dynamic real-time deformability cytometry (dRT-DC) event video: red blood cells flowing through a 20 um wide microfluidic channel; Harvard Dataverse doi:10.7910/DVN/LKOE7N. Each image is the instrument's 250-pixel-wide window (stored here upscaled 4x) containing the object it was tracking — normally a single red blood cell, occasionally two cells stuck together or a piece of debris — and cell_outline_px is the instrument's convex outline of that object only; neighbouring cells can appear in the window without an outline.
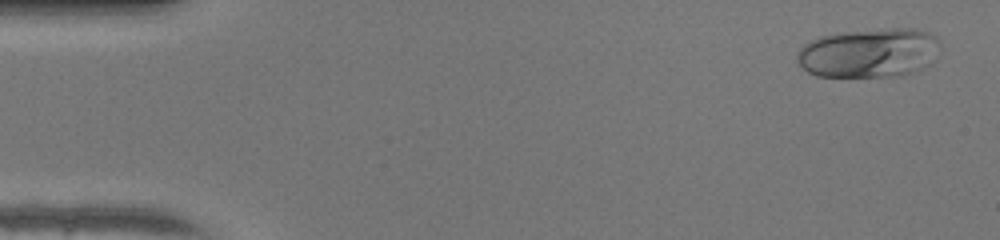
{"species": "human", "species_latin": "Homo sapiens", "temperature_condition": "warm", "stored_images_in_passage": 48, "camera_frame_rate_fps": 3000, "um_per_image_px": 0.085, "donor": {"sex": "female"}, "frame": {"image": 1, "passage_image": 2, "time_ms": 0.333, "image_size_px": [1000, 240], "cell_outline_px": [[940, 44], [928, 64], [924, 68], [904, 76], [816, 76], [808, 72], [796, 60], [796, 52], [804, 44], [820, 36], [840, 32], [888, 28], [916, 28], [928, 32], [936, 36], [940, 40]], "centroid_in_image_um": [73.86, 4.48], "position_along_channel_um": 11.1, "area_um2": 41.27}}
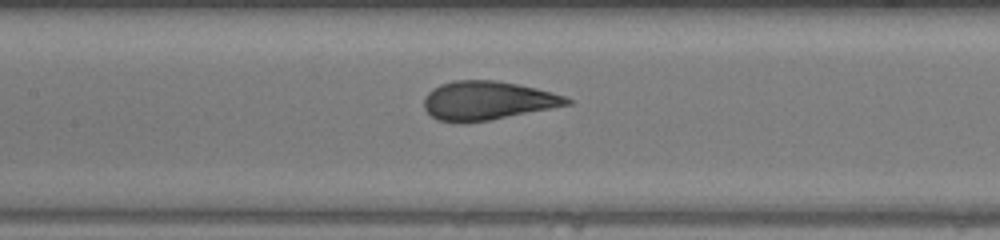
{"frame": {"image": 2, "passage_image": 22, "time_ms": 7.0, "image_size_px": [1000, 240], "cell_outline_px": [[576, 100], [572, 104], [492, 120], [460, 124], [452, 124], [436, 120], [424, 108], [424, 100], [428, 92], [432, 88], [440, 84], [452, 80], [496, 80], [536, 88], [552, 92]], "centroid_in_image_um": [41.42, 8.57], "position_along_channel_um": 166.0, "area_um2": 32.83}}
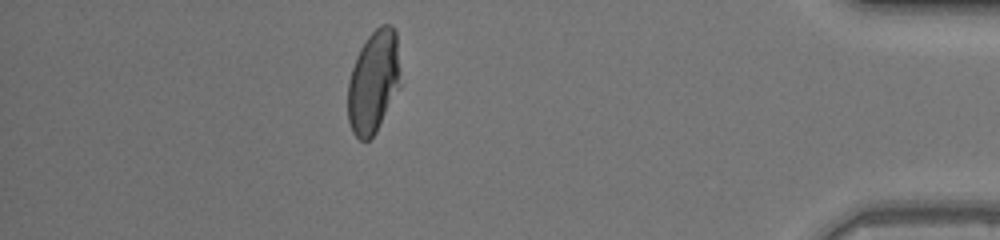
{"frame": {"image": 3, "passage_image": 42, "time_ms": 13.667, "image_size_px": [1000, 240], "cell_outline_px": [[400, 88], [376, 132], [368, 140], [360, 140], [352, 132], [348, 120], [348, 80], [356, 56], [360, 48], [368, 36], [380, 24], [392, 24], [396, 32], [400, 84]], "centroid_in_image_um": [31.74, 6.95], "position_along_channel_um": 403.5, "area_um2": 31.5}, "authors_computed_cell_mechanics": {"area_um2": 32.7437, "velocity_mm_per_s": 4.2859, "shape_relaxation_time_tau1_ms": 5.203, "shape_relaxation_time_tau2_ms": null, "deformation_change_tau1": 0.2166, "deformation_change_tau2": null}}